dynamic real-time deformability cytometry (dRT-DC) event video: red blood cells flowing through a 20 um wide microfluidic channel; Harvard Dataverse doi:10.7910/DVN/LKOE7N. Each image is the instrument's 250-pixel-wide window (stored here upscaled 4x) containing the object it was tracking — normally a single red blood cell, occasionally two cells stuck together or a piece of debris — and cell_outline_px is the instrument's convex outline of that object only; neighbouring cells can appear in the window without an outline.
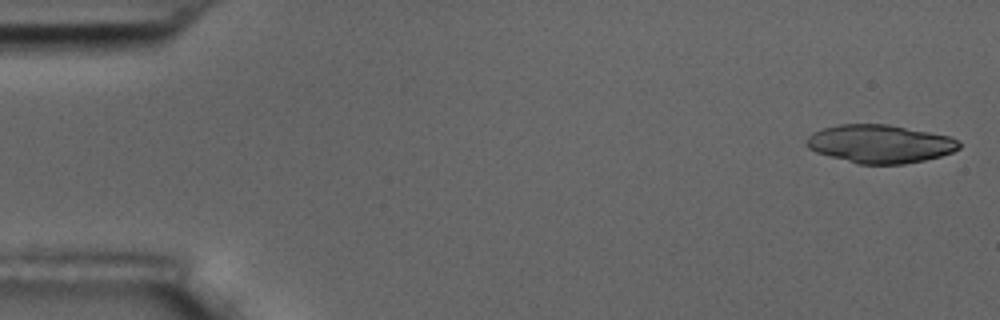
{"species": "common noctule bat (a hibernating species)", "species_latin": "Nyctalus noctula", "temperature_condition": "room temperature", "stored_images_in_passage": 5, "camera_frame_rate_fps": 3000, "um_per_image_px": 0.085, "animal": {"sex": "male", "body_mass_g": 17.5, "forearm_length_mm": 52.3}, "frame": {"image": 1, "passage_image": 1, "time_ms": 0.0, "image_size_px": [1000, 320], "cell_outline_px": [[960, 148], [952, 152], [940, 156], [924, 160], [904, 164], [856, 164], [816, 152], [808, 148], [804, 140], [812, 132], [824, 128], [840, 124], [888, 124], [952, 136], [960, 144]], "centroid_in_image_um": [74.78, 12.22], "position_along_channel_um": 10.2, "area_um2": 34.16}}